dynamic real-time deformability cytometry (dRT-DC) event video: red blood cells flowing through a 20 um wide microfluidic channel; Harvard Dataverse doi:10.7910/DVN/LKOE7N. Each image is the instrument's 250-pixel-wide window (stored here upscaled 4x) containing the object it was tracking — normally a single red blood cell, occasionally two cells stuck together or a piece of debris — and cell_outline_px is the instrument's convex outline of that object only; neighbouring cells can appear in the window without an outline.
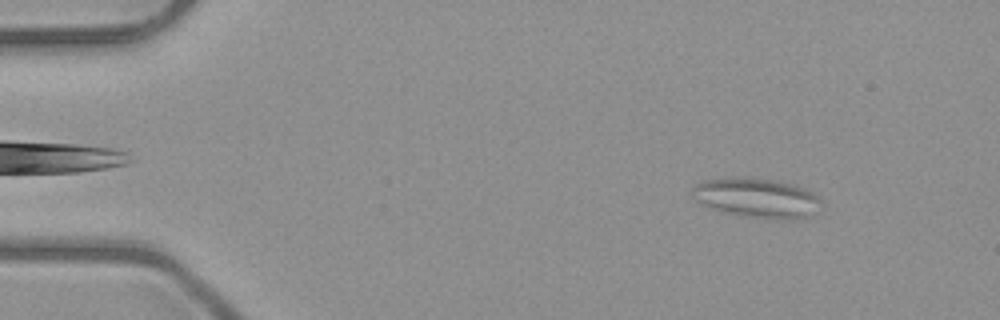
{"species": "common noctule bat (a hibernating species)", "species_latin": "Nyctalus noctula", "temperature_condition": "room temperature", "stored_images_in_passage": 51, "segment_of_instrument_passage": [1, 2], "camera_frame_rate_fps": 3000, "um_per_image_px": 0.085, "animal": {"sex": "male", "body_mass_g": 23.1, "forearm_length_mm": 52.7}, "frame": {"image": 1, "passage_image": 6, "time_ms": 1.667, "image_size_px": [1000, 320], "cell_outline_px": [[820, 200], [808, 216], [788, 220], [784, 220], [744, 216], [724, 212], [708, 208], [696, 200], [692, 196], [692, 188], [696, 184], [704, 180], [744, 176], [772, 180], [792, 184], [804, 188], [820, 196]], "centroid_in_image_um": [64.26, 16.81], "position_along_channel_um": 20.7, "area_um2": 29.54}}